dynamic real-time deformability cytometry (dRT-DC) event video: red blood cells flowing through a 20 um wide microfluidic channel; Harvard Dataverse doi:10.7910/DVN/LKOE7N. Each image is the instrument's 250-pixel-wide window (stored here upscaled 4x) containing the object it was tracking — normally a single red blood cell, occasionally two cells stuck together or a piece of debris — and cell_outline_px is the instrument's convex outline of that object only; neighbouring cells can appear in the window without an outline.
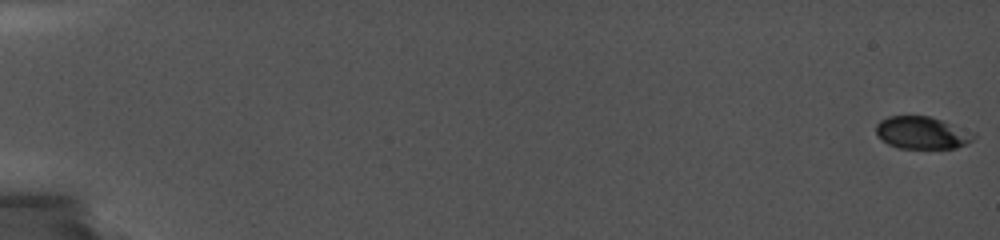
{"species": "common noctule bat (a hibernating species)", "species_latin": "Nyctalus noctula", "temperature_condition": "cold", "stored_images_in_passage": 93, "camera_frame_rate_fps": 5000, "um_per_image_px": 0.085, "animal": {"sex": "female", "body_mass_g": 19.0, "forearm_length_mm": 56.7}, "frame": {"image": 1, "passage_image": 1, "time_ms": 0.0, "image_size_px": [1000, 240], "cell_outline_px": [[976, 136], [968, 144], [956, 148], [896, 148], [888, 144], [876, 132], [876, 124], [880, 120], [888, 116], [928, 116], [976, 132]], "centroid_in_image_um": [78.41, 11.29], "position_along_channel_um": 6.6, "area_um2": 18.44}}
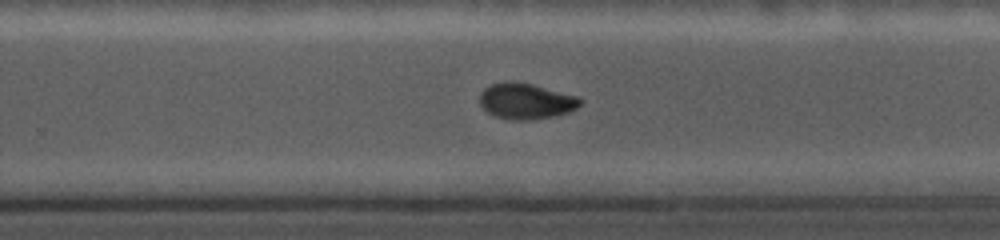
{"frame": {"image": 2, "passage_image": 64, "time_ms": 12.8, "image_size_px": [1000, 240], "cell_outline_px": [[584, 100], [576, 108], [568, 112], [552, 116], [524, 120], [516, 120], [496, 116], [488, 112], [480, 104], [480, 92], [484, 88], [492, 84], [504, 80], [516, 80], [532, 84], [576, 96]], "centroid_in_image_um": [44.68, 8.56], "position_along_channel_um": 285.1, "area_um2": 20.87}}
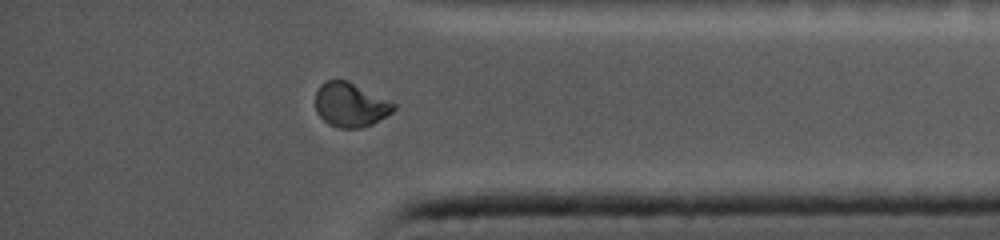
{"frame": {"image": 3, "passage_image": 84, "time_ms": 16.0, "image_size_px": [1000, 240], "cell_outline_px": [[396, 108], [392, 112], [372, 124], [360, 128], [340, 128], [328, 124], [316, 112], [316, 88], [320, 84], [328, 80], [348, 80], [396, 104]], "centroid_in_image_um": [29.77, 8.9], "position_along_channel_um": 405.4, "area_um2": 20.11}}